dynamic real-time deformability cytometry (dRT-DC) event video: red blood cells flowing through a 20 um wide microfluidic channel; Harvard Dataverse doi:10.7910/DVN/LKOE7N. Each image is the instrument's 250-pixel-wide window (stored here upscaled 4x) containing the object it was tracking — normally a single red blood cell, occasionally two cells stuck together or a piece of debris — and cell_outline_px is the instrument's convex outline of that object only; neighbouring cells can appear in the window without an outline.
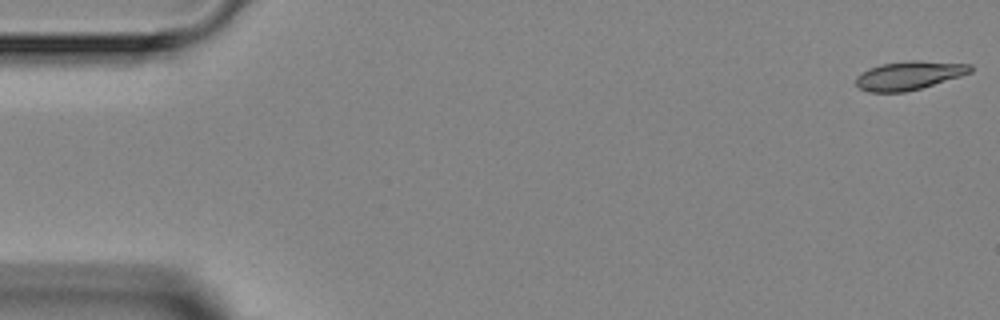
{"species": "Egyptian fruit bat (a non-hibernating species)", "species_latin": "Rousettus aegyptiacus", "temperature_condition": "room temperature", "stored_images_in_passage": 5, "camera_frame_rate_fps": 3000, "um_per_image_px": 0.085, "animal": {"sex": "female"}, "frame": {"image": 1, "passage_image": 1, "time_ms": 0.0, "image_size_px": [1000, 320], "cell_outline_px": [[972, 72], [960, 76], [920, 88], [904, 92], [872, 92], [860, 88], [856, 84], [856, 76], [868, 68], [880, 64], [912, 60], [920, 60], [972, 64]], "centroid_in_image_um": [77.27, 6.4], "position_along_channel_um": 7.7, "area_um2": 19.02}}
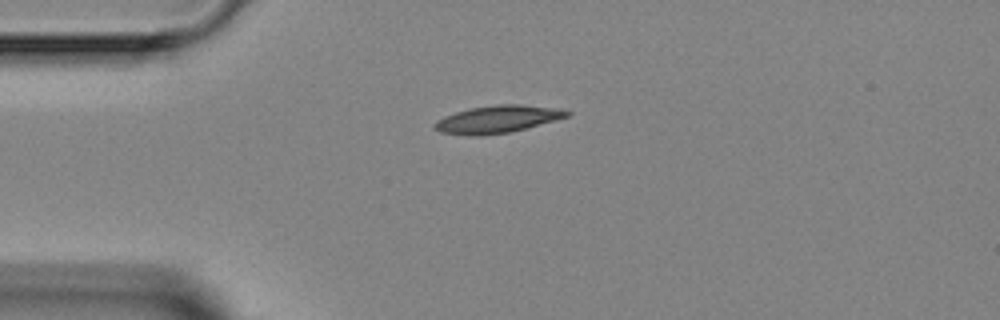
{"frame": {"image": 2, "passage_image": 4, "time_ms": 3.667, "image_size_px": [1000, 320], "cell_outline_px": [[572, 112], [568, 116], [556, 120], [508, 132], [480, 136], [472, 136], [440, 132], [432, 128], [432, 124], [436, 120], [444, 116], [468, 108], [496, 104], [520, 104], [560, 108]], "centroid_in_image_um": [42.24, 10.12], "position_along_channel_um": 42.8, "area_um2": 21.27}}